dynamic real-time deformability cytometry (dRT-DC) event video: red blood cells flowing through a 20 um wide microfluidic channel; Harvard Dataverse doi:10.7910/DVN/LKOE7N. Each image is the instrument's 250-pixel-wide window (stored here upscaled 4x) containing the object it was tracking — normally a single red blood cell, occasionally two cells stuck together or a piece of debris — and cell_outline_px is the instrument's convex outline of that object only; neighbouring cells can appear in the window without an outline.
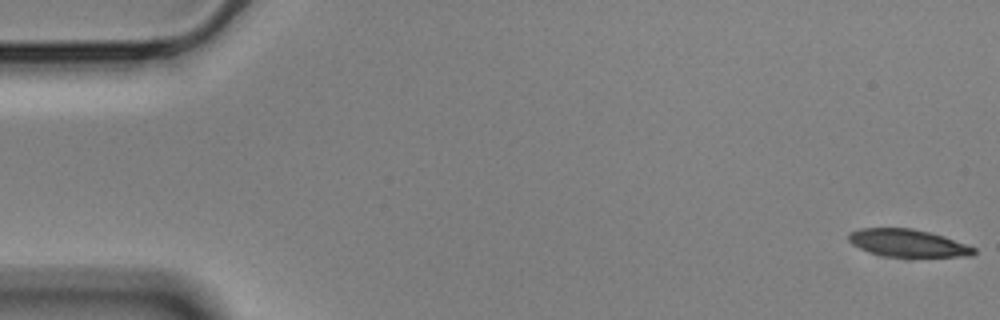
{"species": "Egyptian fruit bat (a non-hibernating species)", "species_latin": "Rousettus aegyptiacus", "temperature_condition": "cold", "stored_images_in_passage": 56, "camera_frame_rate_fps": 3000, "um_per_image_px": 0.085, "animal": {"sex": "male"}, "frame": {"image": 1, "passage_image": 1, "time_ms": 0.0, "image_size_px": [1000, 320], "cell_outline_px": [[976, 252], [972, 256], [884, 256], [860, 248], [852, 244], [848, 240], [848, 232], [860, 228], [912, 228], [944, 236], [976, 248]], "centroid_in_image_um": [77.14, 20.64], "position_along_channel_um": 7.9, "area_um2": 19.83}}
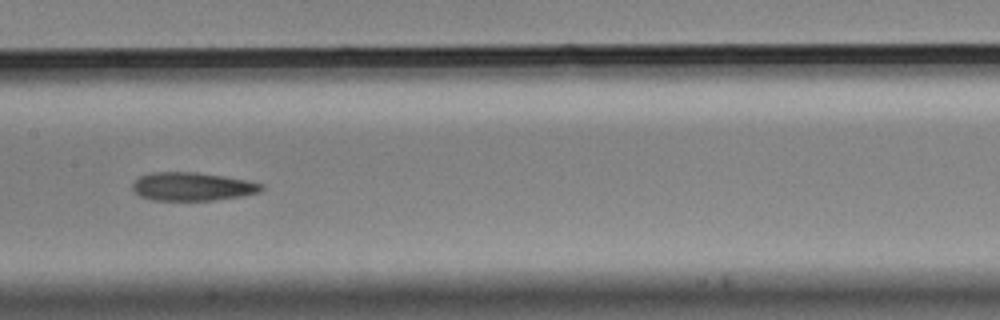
{"frame": {"image": 2, "passage_image": 28, "time_ms": 9.0, "image_size_px": [1000, 320], "cell_outline_px": [[264, 188], [260, 192], [240, 196], [212, 200], [152, 200], [140, 196], [132, 188], [132, 184], [140, 176], [152, 172], [196, 172], [224, 176], [248, 180], [264, 184]], "centroid_in_image_um": [16.36, 15.85], "position_along_channel_um": 191.0, "area_um2": 21.27}}
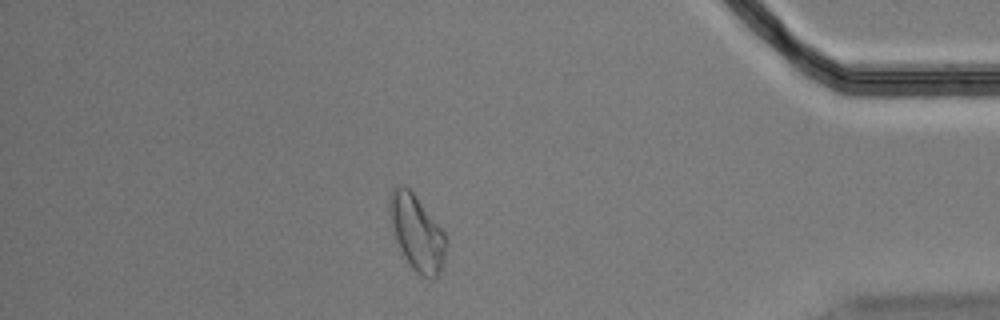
{"frame": {"image": 3, "passage_image": 49, "time_ms": 16.0, "image_size_px": [1000, 320], "cell_outline_px": [[448, 244], [444, 260], [440, 272], [432, 280], [416, 272], [412, 268], [400, 248], [396, 240], [388, 212], [388, 200], [392, 188], [396, 184], [404, 184], [416, 196], [444, 232], [448, 240]], "centroid_in_image_um": [35.43, 19.75], "position_along_channel_um": 399.8, "area_um2": 24.91}, "authors_computed_cell_mechanics": {"area_um2": 21.8773, "velocity_mm_per_s": 3.5208, "shape_relaxation_time_tau1_ms": 4.7262, "shape_relaxation_time_tau2_ms": 6.9291, "deformation_change_tau1": 0.1416, "deformation_change_tau2": 0.1739}}